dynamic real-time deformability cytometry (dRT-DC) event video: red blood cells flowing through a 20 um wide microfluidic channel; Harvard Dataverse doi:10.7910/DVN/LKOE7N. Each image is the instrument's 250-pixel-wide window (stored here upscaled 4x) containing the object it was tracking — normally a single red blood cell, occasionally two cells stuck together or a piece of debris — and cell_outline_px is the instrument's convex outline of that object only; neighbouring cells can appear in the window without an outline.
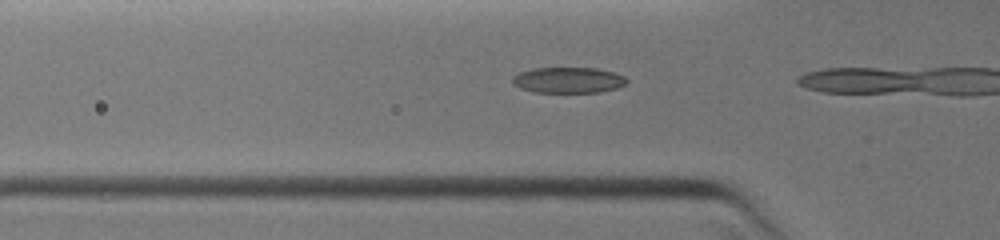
{"species": "common noctule bat (a hibernating species)", "species_latin": "Nyctalus noctula", "temperature_condition": "warm", "stored_images_in_passage": 4, "camera_frame_rate_fps": 3000, "um_per_image_px": 0.085, "animal": {"sex": "female", "body_mass_g": 19.0, "forearm_length_mm": 51.5}, "frame": {"image": 1, "passage_image": 3, "time_ms": 0.667, "image_size_px": [1000, 240], "cell_outline_px": [[628, 80], [624, 84], [616, 88], [600, 92], [532, 92], [520, 88], [512, 84], [512, 76], [520, 72], [532, 68], [596, 68], [612, 72], [624, 76]], "centroid_in_image_um": [48.25, 6.81], "position_along_channel_um": 77.5, "area_um2": 17.17}}